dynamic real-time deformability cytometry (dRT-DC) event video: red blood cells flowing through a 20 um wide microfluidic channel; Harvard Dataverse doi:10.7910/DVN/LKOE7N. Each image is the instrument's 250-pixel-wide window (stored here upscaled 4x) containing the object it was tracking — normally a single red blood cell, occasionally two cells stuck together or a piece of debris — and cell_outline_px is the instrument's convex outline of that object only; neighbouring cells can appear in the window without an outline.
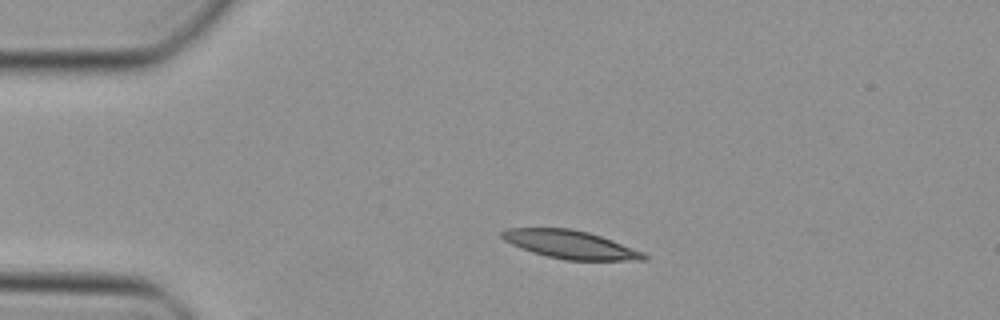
{"species": "Egyptian fruit bat (a non-hibernating species)", "species_latin": "Rousettus aegyptiacus", "temperature_condition": "cold", "stored_images_in_passage": 38, "camera_frame_rate_fps": 3000, "um_per_image_px": 0.085, "animal": {"sex": "female"}, "frame": {"image": 1, "passage_image": 1, "time_ms": 0.0, "image_size_px": [1000, 320], "cell_outline_px": [[648, 260], [564, 260], [532, 252], [512, 244], [504, 240], [500, 236], [500, 232], [508, 228], [572, 228], [588, 232], [600, 236], [644, 252], [648, 256]], "centroid_in_image_um": [48.48, 20.78], "position_along_channel_um": 36.5, "area_um2": 23.18}}
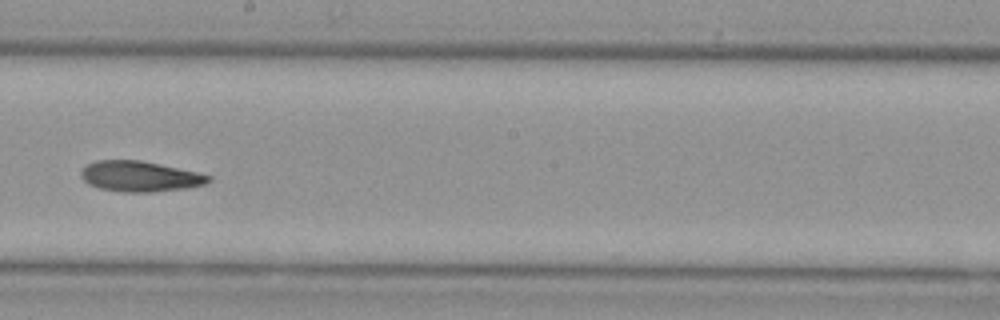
{"frame": {"image": 2, "passage_image": 18, "time_ms": 5.667, "image_size_px": [1000, 320], "cell_outline_px": [[212, 180], [204, 184], [184, 188], [148, 192], [128, 192], [100, 188], [88, 184], [80, 176], [80, 172], [88, 164], [96, 160], [140, 160], [160, 164], [196, 172], [212, 176]], "centroid_in_image_um": [11.88, 14.98], "position_along_channel_um": 236.3, "area_um2": 22.37}}
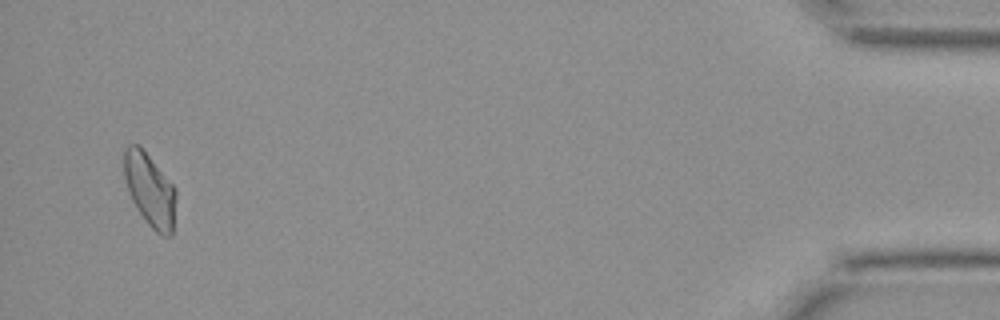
{"frame": {"image": 3, "passage_image": 37, "time_ms": 12.0, "image_size_px": [1000, 320], "cell_outline_px": [[176, 196], [172, 236], [160, 236], [144, 220], [136, 208], [128, 192], [124, 176], [124, 148], [128, 144], [140, 144], [176, 188]], "centroid_in_image_um": [12.73, 16.13], "position_along_channel_um": 422.5, "area_um2": 22.43}}